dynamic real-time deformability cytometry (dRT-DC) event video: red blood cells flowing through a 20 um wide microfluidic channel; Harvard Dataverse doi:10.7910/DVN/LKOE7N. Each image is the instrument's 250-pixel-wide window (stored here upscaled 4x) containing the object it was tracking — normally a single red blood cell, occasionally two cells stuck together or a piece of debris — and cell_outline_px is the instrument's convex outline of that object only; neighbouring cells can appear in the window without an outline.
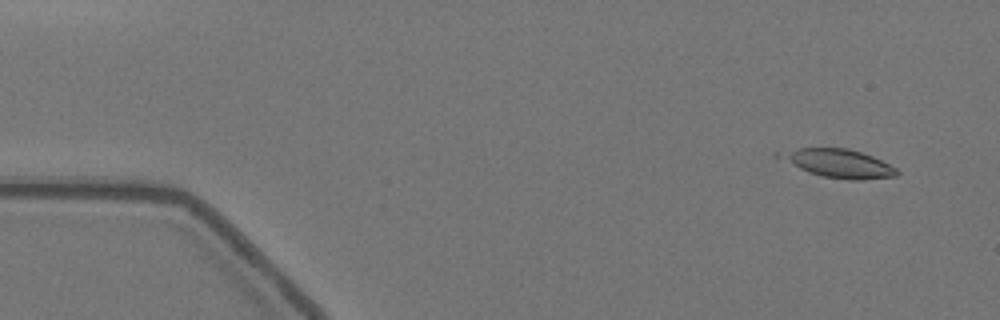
{"species": "Egyptian fruit bat (a non-hibernating species)", "species_latin": "Rousettus aegyptiacus", "temperature_condition": "warm", "stored_images_in_passage": 57, "camera_frame_rate_fps": 3000, "um_per_image_px": 0.085, "animal": {"sex": "female"}, "frame": {"image": 1, "passage_image": 3, "time_ms": 0.667, "image_size_px": [1000, 320], "cell_outline_px": [[900, 172], [896, 176], [860, 180], [848, 180], [824, 176], [808, 172], [800, 168], [784, 156], [788, 152], [796, 148], [848, 148], [872, 156], [896, 168]], "centroid_in_image_um": [71.46, 13.91], "position_along_channel_um": 13.5, "area_um2": 18.38}}
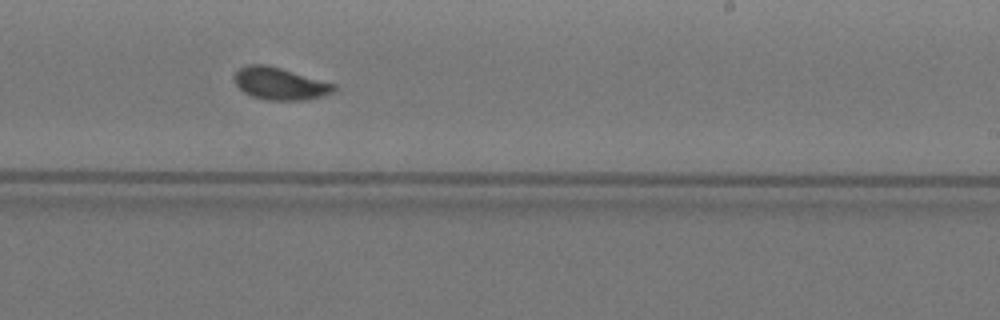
{"frame": {"image": 2, "passage_image": 34, "time_ms": 11.0, "image_size_px": [1000, 320], "cell_outline_px": [[336, 88], [332, 92], [324, 96], [304, 100], [264, 100], [252, 96], [244, 92], [236, 84], [232, 76], [240, 68], [248, 64], [264, 64], [280, 68], [336, 84]], "centroid_in_image_um": [23.78, 7.11], "position_along_channel_um": 265.2, "area_um2": 18.67}}
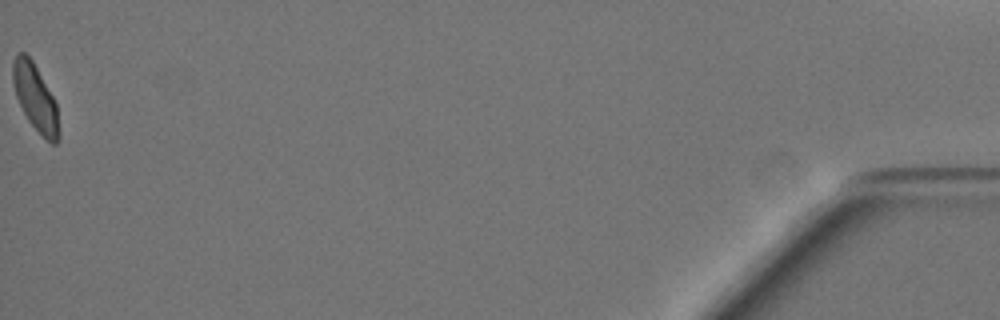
{"frame": {"image": 3, "passage_image": 57, "time_ms": 18.667, "image_size_px": [1000, 320], "cell_outline_px": [[60, 140], [56, 144], [52, 144], [28, 120], [16, 96], [12, 80], [12, 60], [16, 52], [24, 52], [32, 60], [52, 96], [56, 104], [60, 132]], "centroid_in_image_um": [2.99, 8.28], "position_along_channel_um": 432.2, "area_um2": 17.63}, "authors_computed_cell_mechanics": {"area_um2": 18.3804, "velocity_mm_per_s": 3.5176, "shape_relaxation_time_tau1_ms": 4.2038, "shape_relaxation_time_tau2_ms": 1.2329, "deformation_change_tau1": 0.1302, "deformation_change_tau2": 0.047}}